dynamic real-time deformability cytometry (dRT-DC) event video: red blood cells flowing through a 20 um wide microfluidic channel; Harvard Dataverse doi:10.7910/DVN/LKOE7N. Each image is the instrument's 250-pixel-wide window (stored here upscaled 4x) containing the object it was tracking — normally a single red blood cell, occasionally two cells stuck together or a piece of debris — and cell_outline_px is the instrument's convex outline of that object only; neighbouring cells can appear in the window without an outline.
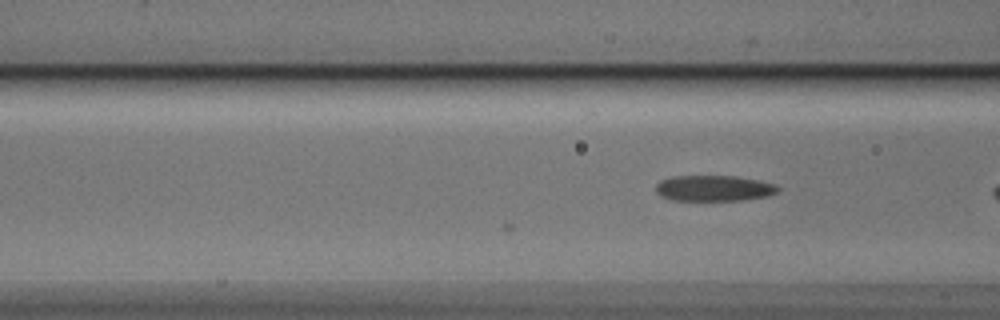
{"species": "Egyptian fruit bat (a non-hibernating species)", "species_latin": "Rousettus aegyptiacus", "temperature_condition": "cold", "stored_images_in_passage": 6, "camera_frame_rate_fps": 3000, "um_per_image_px": 0.085, "animal": {"sex": "male"}, "frame": {"image": 1, "passage_image": 6, "time_ms": 1.667, "image_size_px": [1000, 320], "cell_outline_px": [[780, 188], [776, 192], [768, 196], [740, 200], [672, 200], [660, 196], [656, 192], [656, 184], [660, 180], [672, 176], [736, 176], [776, 184]], "centroid_in_image_um": [60.65, 16.0], "position_along_channel_um": 106.0, "area_um2": 18.32}}